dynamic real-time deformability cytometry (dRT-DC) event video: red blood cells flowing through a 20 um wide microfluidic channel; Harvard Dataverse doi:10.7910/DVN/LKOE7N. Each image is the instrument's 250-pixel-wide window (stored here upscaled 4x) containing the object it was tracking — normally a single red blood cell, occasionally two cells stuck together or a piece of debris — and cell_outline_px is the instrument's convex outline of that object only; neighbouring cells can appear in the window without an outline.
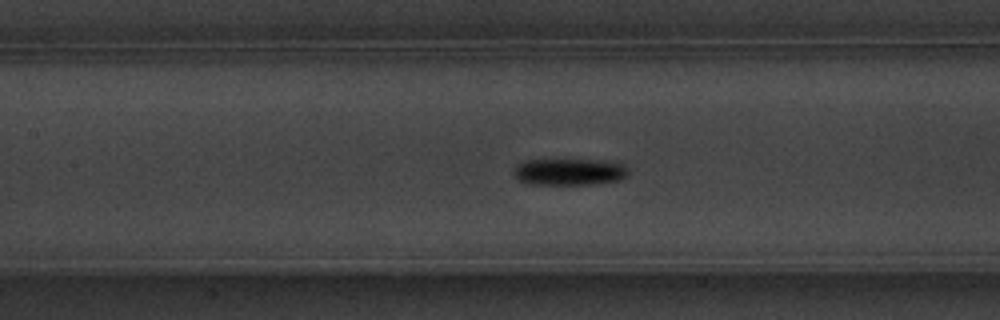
{"species": "common noctule bat (a hibernating species)", "species_latin": "Nyctalus noctula", "temperature_condition": "warm", "stored_images_in_passage": 59, "camera_frame_rate_fps": 3000, "um_per_image_px": 0.085, "animal": {"sex": "male", "body_mass_g": 20.1, "forearm_length_mm": 53.5}, "frame": {"image": 1, "passage_image": 28, "time_ms": 9.0, "image_size_px": [1000, 320], "cell_outline_px": [[628, 176], [620, 180], [592, 184], [528, 184], [520, 180], [512, 172], [512, 168], [516, 164], [524, 160], [604, 160], [624, 164], [628, 168]], "centroid_in_image_um": [48.39, 14.6], "position_along_channel_um": 159.0, "area_um2": 18.03}}
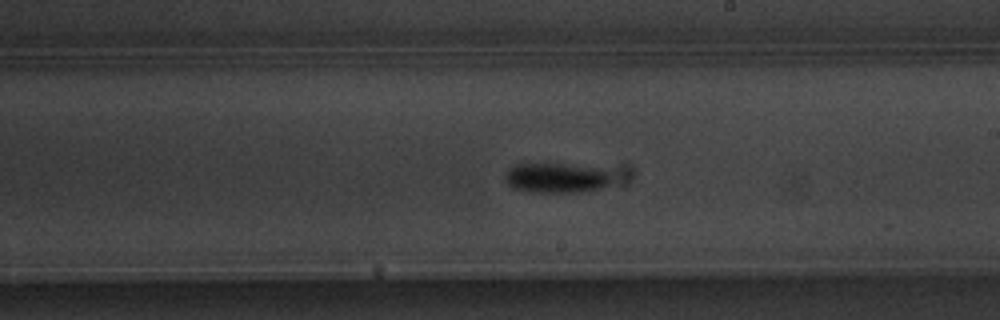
{"frame": {"image": 2, "passage_image": 35, "time_ms": 11.333, "image_size_px": [1000, 320], "cell_outline_px": [[608, 184], [604, 188], [580, 192], [532, 192], [512, 188], [504, 180], [504, 172], [508, 168], [516, 164], [564, 164], [604, 168], [608, 172]], "centroid_in_image_um": [47.24, 15.12], "position_along_channel_um": 241.8, "area_um2": 18.73}}
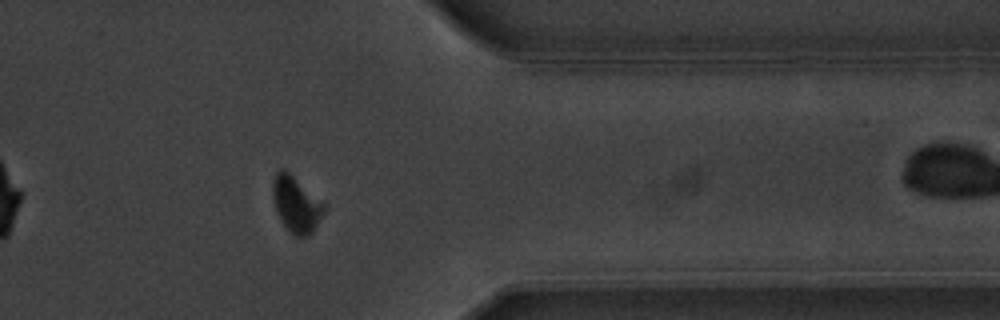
{"frame": {"image": 3, "passage_image": 48, "time_ms": 15.667, "image_size_px": [1000, 320], "cell_outline_px": [[328, 204], [324, 212], [312, 232], [308, 236], [296, 236], [280, 220], [276, 212], [272, 196], [272, 180], [276, 172], [280, 168], [284, 168]], "centroid_in_image_um": [25.18, 17.31], "position_along_channel_um": 386.2, "area_um2": 16.99}, "authors_computed_cell_mechanics": {"area_um2": 16.8776, "velocity_mm_per_s": 3.5564, "shape_relaxation_time_tau1_ms": 2.6729, "shape_relaxation_time_tau2_ms": null, "deformation_change_tau1": 0.127, "deformation_change_tau2": null}}